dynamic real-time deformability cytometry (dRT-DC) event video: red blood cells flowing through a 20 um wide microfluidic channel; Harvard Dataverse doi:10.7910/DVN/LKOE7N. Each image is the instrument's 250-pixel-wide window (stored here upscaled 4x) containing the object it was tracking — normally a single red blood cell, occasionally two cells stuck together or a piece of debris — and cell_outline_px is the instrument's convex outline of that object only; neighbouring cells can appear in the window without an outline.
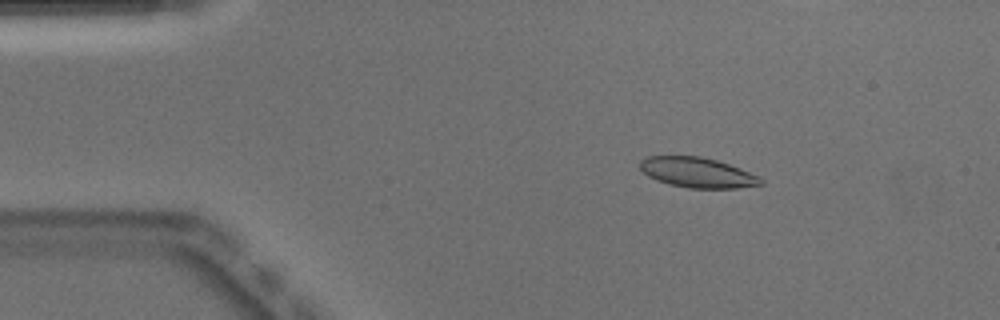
{"species": "Egyptian fruit bat (a non-hibernating species)", "species_latin": "Rousettus aegyptiacus", "temperature_condition": "warm", "stored_images_in_passage": 52, "camera_frame_rate_fps": 3000, "um_per_image_px": 0.085, "animal": {"sex": "male"}, "frame": {"image": 1, "passage_image": 8, "time_ms": 2.333, "image_size_px": [1000, 320], "cell_outline_px": [[764, 184], [736, 188], [688, 188], [668, 184], [656, 180], [648, 176], [640, 168], [640, 160], [648, 156], [700, 156], [716, 160], [740, 168], [760, 176], [764, 180]], "centroid_in_image_um": [59.29, 14.67], "position_along_channel_um": 25.7, "area_um2": 21.27}}
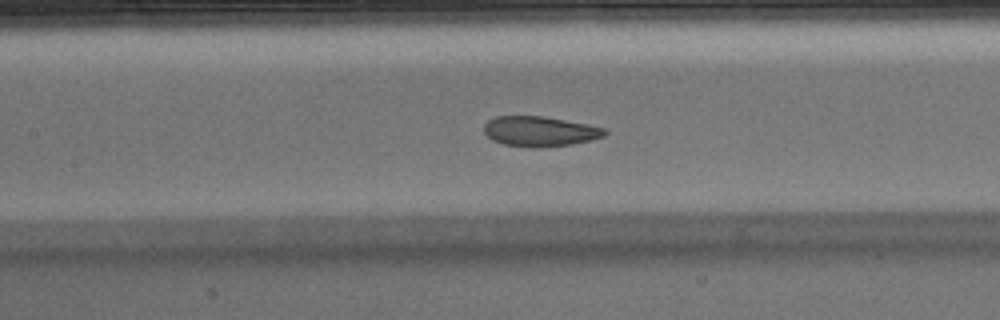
{"frame": {"image": 2, "passage_image": 23, "time_ms": 7.333, "image_size_px": [1000, 320], "cell_outline_px": [[608, 132], [604, 136], [592, 140], [572, 144], [536, 148], [532, 148], [504, 144], [492, 140], [484, 132], [484, 124], [488, 120], [496, 116], [544, 116], [604, 128]], "centroid_in_image_um": [45.86, 11.17], "position_along_channel_um": 161.5, "area_um2": 21.1}}
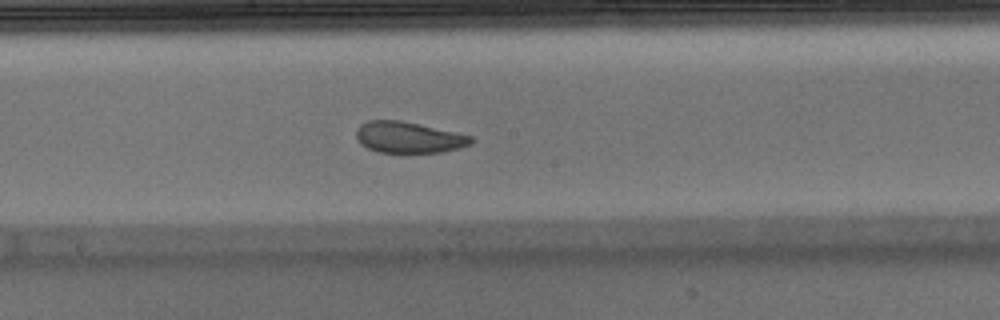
{"frame": {"image": 3, "passage_image": 27, "time_ms": 8.667, "image_size_px": [1000, 320], "cell_outline_px": [[472, 144], [440, 152], [380, 152], [368, 148], [360, 144], [356, 136], [356, 128], [360, 124], [368, 120], [400, 120], [472, 136]], "centroid_in_image_um": [34.67, 11.67], "position_along_channel_um": 213.5, "area_um2": 20.58}, "authors_computed_cell_mechanics": {"area_um2": 21.964, "velocity_mm_per_s": 3.9032, "shape_relaxation_time_tau1_ms": 5.5546, "shape_relaxation_time_tau2_ms": 1.5877, "deformation_change_tau1": 0.1425, "deformation_change_tau2": 0.0689}}